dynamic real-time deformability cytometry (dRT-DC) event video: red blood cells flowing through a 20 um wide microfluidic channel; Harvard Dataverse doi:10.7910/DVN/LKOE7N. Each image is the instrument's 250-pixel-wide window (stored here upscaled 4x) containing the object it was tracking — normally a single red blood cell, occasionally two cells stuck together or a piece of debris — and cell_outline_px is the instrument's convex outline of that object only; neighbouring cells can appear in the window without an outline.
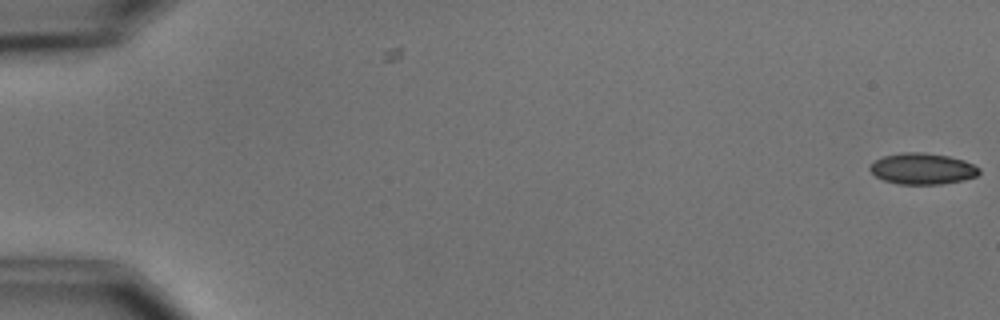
{"species": "common noctule bat (a hibernating species)", "species_latin": "Nyctalus noctula", "temperature_condition": "cold", "stored_images_in_passage": 4, "camera_frame_rate_fps": 3000, "um_per_image_px": 0.085, "animal": {"sex": "male", "body_mass_g": 15.6}, "frame": {"image": 1, "passage_image": 1, "time_ms": 0.0, "image_size_px": [1000, 320], "cell_outline_px": [[980, 172], [976, 176], [964, 180], [944, 184], [896, 184], [884, 180], [876, 176], [868, 168], [876, 160], [884, 156], [900, 152], [924, 152], [948, 156], [964, 160], [980, 168]], "centroid_in_image_um": [78.42, 14.34], "position_along_channel_um": 6.6, "area_um2": 19.88}}
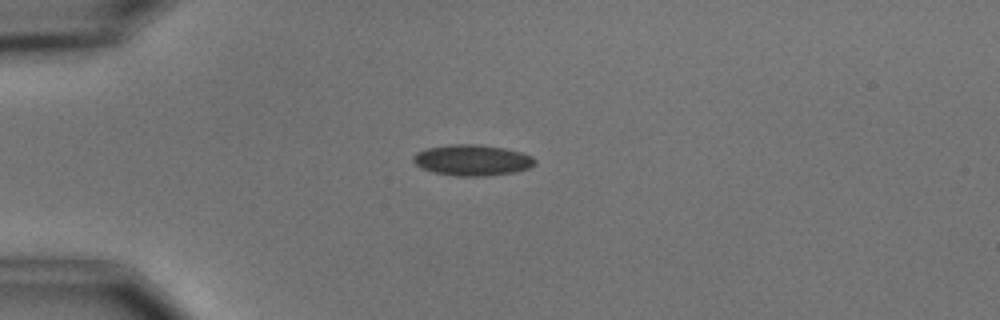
{"frame": {"image": 2, "passage_image": 4, "time_ms": 4.667, "image_size_px": [1000, 320], "cell_outline_px": [[536, 164], [528, 168], [512, 172], [488, 176], [456, 176], [436, 172], [424, 168], [416, 164], [412, 160], [412, 156], [416, 152], [428, 148], [448, 144], [480, 144], [504, 148], [520, 152], [532, 156], [536, 160]], "centroid_in_image_um": [40.15, 13.6], "position_along_channel_um": 44.9, "area_um2": 21.85}}